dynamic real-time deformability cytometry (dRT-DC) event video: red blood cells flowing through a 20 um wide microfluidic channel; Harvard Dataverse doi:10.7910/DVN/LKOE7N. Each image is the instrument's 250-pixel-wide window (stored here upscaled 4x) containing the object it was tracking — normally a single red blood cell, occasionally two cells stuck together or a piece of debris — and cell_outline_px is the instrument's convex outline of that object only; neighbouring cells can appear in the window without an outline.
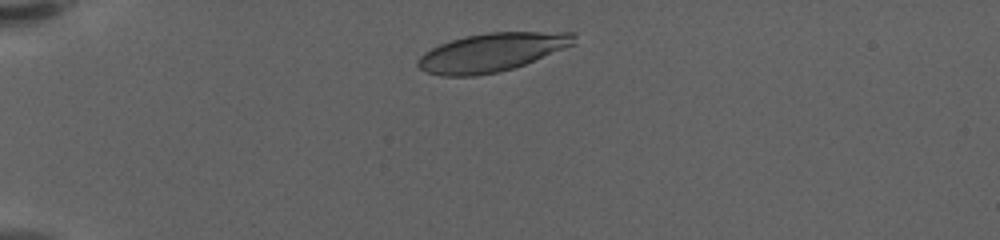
{"species": "human", "species_latin": "Homo sapiens", "temperature_condition": "warm", "stored_images_in_passage": 10, "camera_frame_rate_fps": 3000, "um_per_image_px": 0.085, "donor": {"sex": "female"}, "frame": {"image": 1, "passage_image": 3, "time_ms": 0.667, "image_size_px": [1000, 240], "cell_outline_px": [[576, 44], [524, 64], [512, 68], [496, 72], [476, 76], [440, 76], [428, 72], [420, 68], [416, 64], [416, 60], [424, 52], [440, 44], [464, 36], [488, 32], [576, 32]], "centroid_in_image_um": [41.8, 4.44], "position_along_channel_um": 43.2, "area_um2": 34.97}}
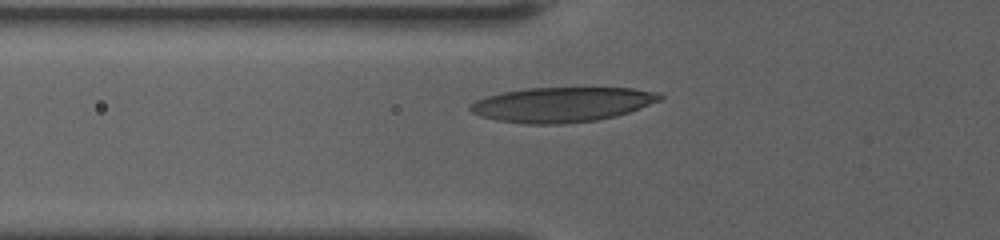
{"frame": {"image": 2, "passage_image": 7, "time_ms": 2.0, "image_size_px": [1000, 240], "cell_outline_px": [[664, 96], [660, 100], [640, 108], [616, 116], [596, 120], [564, 124], [524, 124], [496, 120], [480, 116], [472, 112], [468, 108], [468, 104], [476, 100], [488, 96], [504, 92], [524, 88], [632, 88], [660, 92]], "centroid_in_image_um": [47.76, 8.89], "position_along_channel_um": 78.0, "area_um2": 38.61}}
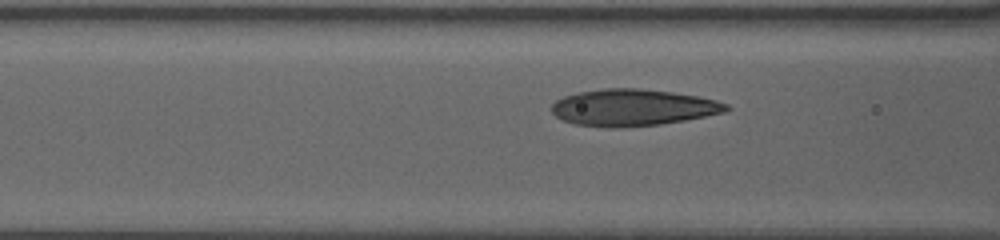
{"frame": {"image": 3, "passage_image": 9, "time_ms": 2.667, "image_size_px": [1000, 240], "cell_outline_px": [[732, 108], [724, 112], [684, 120], [660, 124], [612, 128], [608, 128], [576, 124], [564, 120], [556, 116], [552, 112], [552, 104], [556, 100], [564, 96], [580, 92], [604, 88], [636, 88], [672, 92], [696, 96], [716, 100], [728, 104]], "centroid_in_image_um": [53.79, 9.14], "position_along_channel_um": 112.8, "area_um2": 37.05}}